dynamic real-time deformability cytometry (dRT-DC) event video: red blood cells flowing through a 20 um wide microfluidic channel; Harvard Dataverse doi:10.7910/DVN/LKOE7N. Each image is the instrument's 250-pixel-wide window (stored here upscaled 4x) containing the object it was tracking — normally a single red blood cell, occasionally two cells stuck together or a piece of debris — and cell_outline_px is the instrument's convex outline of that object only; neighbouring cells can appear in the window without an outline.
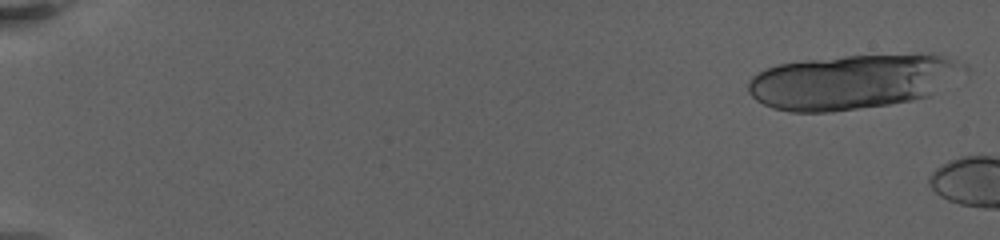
{"species": "human", "species_latin": "Homo sapiens", "temperature_condition": "warm", "stored_images_in_passage": 8, "camera_frame_rate_fps": 3000, "um_per_image_px": 0.085, "donor": {"sex": "female"}, "frame": {"image": 1, "passage_image": 2, "time_ms": 0.333, "image_size_px": [1000, 240], "cell_outline_px": [[948, 64], [928, 96], [912, 100], [888, 104], [828, 112], [792, 112], [772, 108], [756, 100], [748, 92], [748, 80], [752, 76], [764, 68], [780, 64], [812, 60], [848, 56], [940, 56], [948, 60]], "centroid_in_image_um": [71.91, 7.01], "position_along_channel_um": 13.1, "area_um2": 63.87}}